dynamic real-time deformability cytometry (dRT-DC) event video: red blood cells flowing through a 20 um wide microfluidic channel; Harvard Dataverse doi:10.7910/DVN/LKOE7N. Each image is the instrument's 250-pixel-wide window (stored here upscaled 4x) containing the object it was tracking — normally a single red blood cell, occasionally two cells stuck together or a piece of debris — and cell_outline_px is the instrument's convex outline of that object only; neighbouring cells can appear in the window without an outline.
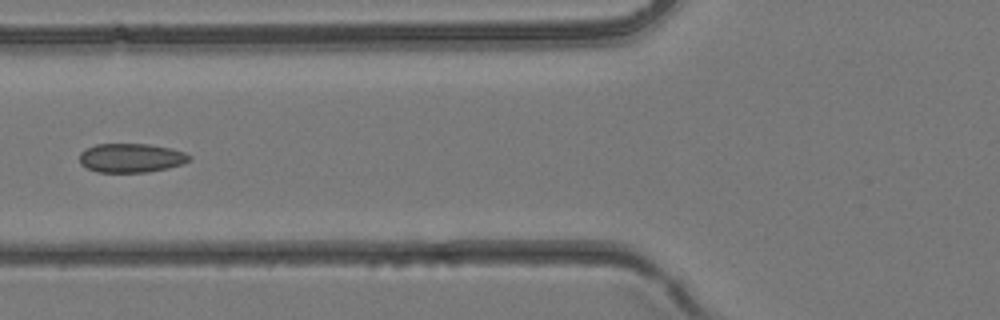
{"species": "common noctule bat (a hibernating species)", "species_latin": "Nyctalus noctula", "temperature_condition": "room temperature", "stored_images_in_passage": 5, "camera_frame_rate_fps": 3000, "um_per_image_px": 0.085, "animal": {"sex": "female", "body_mass_g": 24.6, "forearm_length_mm": 56.2}, "frame": {"image": 1, "passage_image": 5, "time_ms": 1.333, "image_size_px": [1000, 320], "cell_outline_px": [[192, 156], [188, 160], [180, 164], [168, 168], [148, 172], [96, 172], [80, 164], [80, 152], [84, 148], [96, 144], [148, 144], [172, 148], [184, 152]], "centroid_in_image_um": [11.11, 13.42], "position_along_channel_um": 114.7, "area_um2": 18.61}}